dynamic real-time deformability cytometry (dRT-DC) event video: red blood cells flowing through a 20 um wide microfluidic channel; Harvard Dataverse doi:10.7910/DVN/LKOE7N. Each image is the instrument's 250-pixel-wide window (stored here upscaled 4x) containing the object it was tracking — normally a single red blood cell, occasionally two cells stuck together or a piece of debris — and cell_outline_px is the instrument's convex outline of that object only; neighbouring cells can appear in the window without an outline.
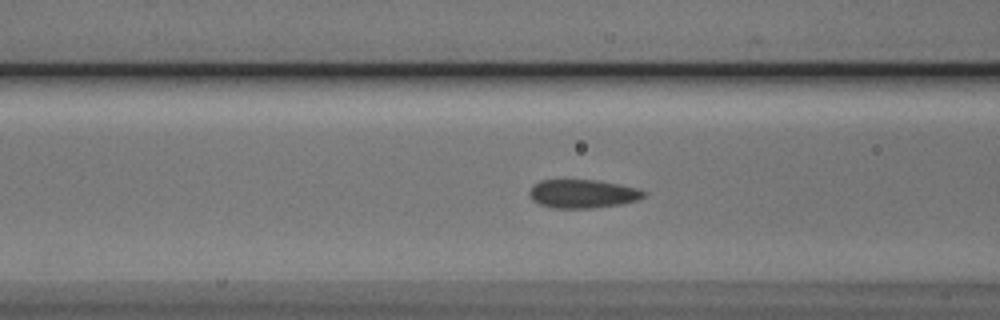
{"species": "Egyptian fruit bat (a non-hibernating species)", "species_latin": "Rousettus aegyptiacus", "temperature_condition": "cold", "stored_images_in_passage": 46, "camera_frame_rate_fps": 3000, "um_per_image_px": 0.085, "animal": {"sex": "male"}, "frame": {"image": 1, "passage_image": 20, "time_ms": 6.333, "image_size_px": [1000, 320], "cell_outline_px": [[648, 192], [644, 196], [636, 200], [620, 204], [596, 208], [552, 208], [540, 204], [532, 200], [528, 192], [532, 184], [540, 180], [596, 180], [620, 184], [640, 188]], "centroid_in_image_um": [49.53, 16.46], "position_along_channel_um": 117.1, "area_um2": 19.25}}
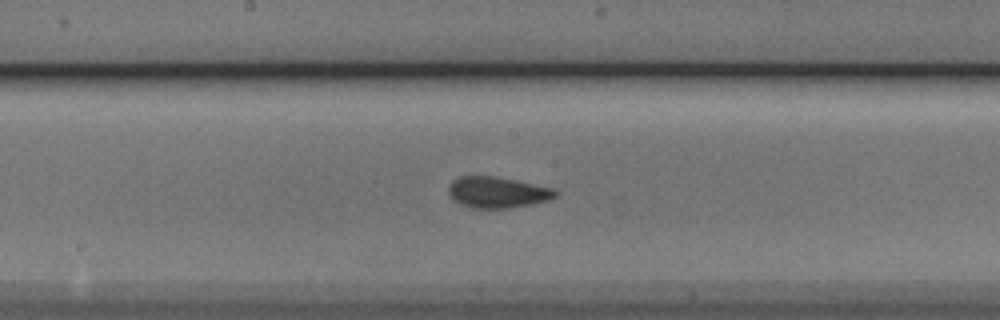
{"frame": {"image": 2, "passage_image": 27, "time_ms": 8.667, "image_size_px": [1000, 320], "cell_outline_px": [[560, 192], [556, 196], [548, 200], [532, 204], [508, 208], [472, 208], [460, 204], [452, 200], [448, 196], [448, 184], [452, 180], [460, 176], [492, 176], [556, 188]], "centroid_in_image_um": [42.26, 16.35], "position_along_channel_um": 205.9, "area_um2": 19.59}}
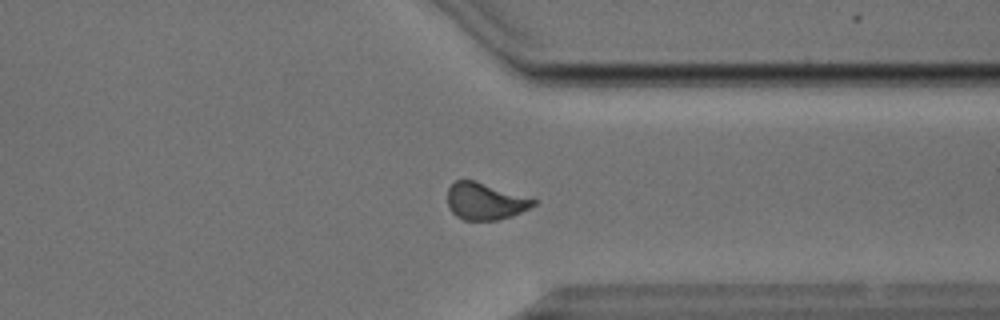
{"frame": {"image": 3, "passage_image": 40, "time_ms": 13.0, "image_size_px": [1000, 320], "cell_outline_px": [[536, 204], [512, 216], [496, 220], [464, 220], [456, 216], [448, 208], [448, 188], [456, 180], [472, 180], [536, 200]], "centroid_in_image_um": [41.18, 17.13], "position_along_channel_um": 370.2, "area_um2": 18.03}, "authors_computed_cell_mechanics": {"area_um2": 19.3052, "velocity_mm_per_s": 3.8108, "shape_relaxation_time_tau1_ms": 5.7738, "shape_relaxation_time_tau2_ms": 0.9655, "deformation_change_tau1": 0.098, "deformation_change_tau2": 0.0406}}